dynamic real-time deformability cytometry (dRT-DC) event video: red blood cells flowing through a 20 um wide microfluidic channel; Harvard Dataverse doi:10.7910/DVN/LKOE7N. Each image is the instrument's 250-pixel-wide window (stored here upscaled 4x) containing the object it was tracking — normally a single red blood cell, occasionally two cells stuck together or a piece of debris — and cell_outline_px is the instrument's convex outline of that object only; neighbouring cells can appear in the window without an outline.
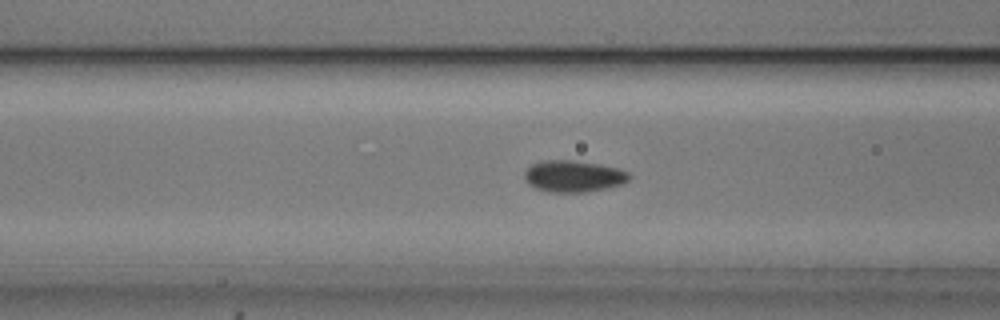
{"species": "common noctule bat (a hibernating species)", "species_latin": "Nyctalus noctula", "temperature_condition": "cold", "stored_images_in_passage": 55, "camera_frame_rate_fps": 3000, "um_per_image_px": 0.085, "animal": {"sex": "male", "body_mass_g": 20.5, "forearm_length_mm": 52.5}, "frame": {"image": 1, "passage_image": 22, "time_ms": 7.0, "image_size_px": [1000, 320], "cell_outline_px": [[632, 176], [628, 180], [620, 184], [608, 188], [584, 192], [548, 192], [536, 188], [528, 184], [524, 180], [524, 172], [532, 164], [540, 160], [576, 160], [600, 164], [620, 168], [628, 172]], "centroid_in_image_um": [48.74, 14.97], "position_along_channel_um": 117.9, "area_um2": 19.54}}
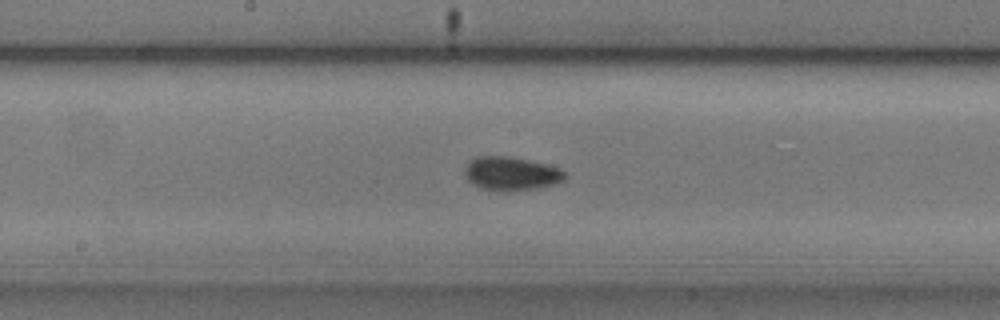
{"frame": {"image": 2, "passage_image": 29, "time_ms": 9.333, "image_size_px": [1000, 320], "cell_outline_px": [[568, 176], [564, 180], [552, 184], [536, 188], [500, 192], [480, 188], [472, 184], [468, 180], [464, 172], [468, 160], [476, 156], [508, 156], [528, 160], [560, 168]], "centroid_in_image_um": [43.41, 14.75], "position_along_channel_um": 204.8, "area_um2": 19.71}}
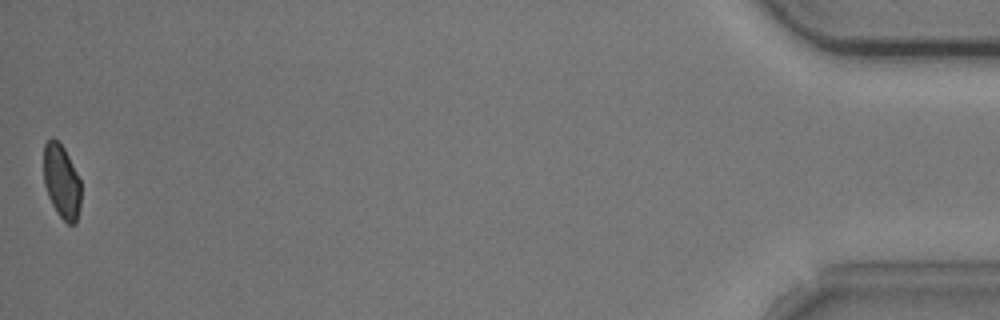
{"frame": {"image": 3, "passage_image": 55, "time_ms": 18.0, "image_size_px": [1000, 320], "cell_outline_px": [[80, 204], [76, 224], [68, 224], [56, 212], [48, 196], [44, 184], [44, 144], [52, 136], [64, 148], [80, 180]], "centroid_in_image_um": [5.22, 15.44], "position_along_channel_um": 430.0, "area_um2": 15.95}, "authors_computed_cell_mechanics": {"area_um2": 17.9758, "velocity_mm_per_s": 3.7139, "shape_relaxation_time_tau1_ms": 2.0002, "shape_relaxation_time_tau2_ms": null, "deformation_change_tau1": 0.0669, "deformation_change_tau2": null}}